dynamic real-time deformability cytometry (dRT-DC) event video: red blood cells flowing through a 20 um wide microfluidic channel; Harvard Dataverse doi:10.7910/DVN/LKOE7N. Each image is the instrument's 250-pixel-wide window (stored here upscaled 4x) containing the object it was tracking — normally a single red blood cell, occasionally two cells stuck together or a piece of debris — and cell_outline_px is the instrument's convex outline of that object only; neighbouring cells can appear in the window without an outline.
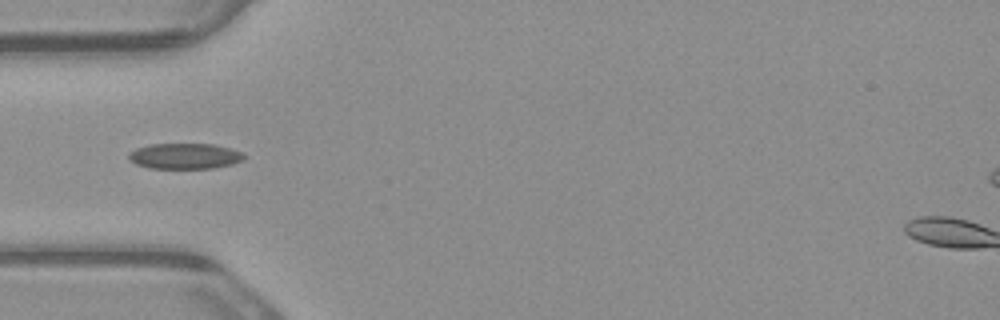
{"species": "common noctule bat (a hibernating species)", "species_latin": "Nyctalus noctula", "temperature_condition": "warm", "stored_images_in_passage": 3, "camera_frame_rate_fps": 3000, "um_per_image_px": 0.085, "animal": {"sex": "male", "body_mass_g": 23.1, "forearm_length_mm": 52.7}, "frame": {"image": 1, "passage_image": 3, "time_ms": 0.667, "image_size_px": [1000, 320], "cell_outline_px": [[248, 156], [244, 160], [232, 164], [212, 168], [148, 168], [136, 164], [128, 156], [128, 152], [136, 148], [148, 144], [212, 144], [244, 152]], "centroid_in_image_um": [15.73, 13.26], "position_along_channel_um": 69.3, "area_um2": 17.34}}